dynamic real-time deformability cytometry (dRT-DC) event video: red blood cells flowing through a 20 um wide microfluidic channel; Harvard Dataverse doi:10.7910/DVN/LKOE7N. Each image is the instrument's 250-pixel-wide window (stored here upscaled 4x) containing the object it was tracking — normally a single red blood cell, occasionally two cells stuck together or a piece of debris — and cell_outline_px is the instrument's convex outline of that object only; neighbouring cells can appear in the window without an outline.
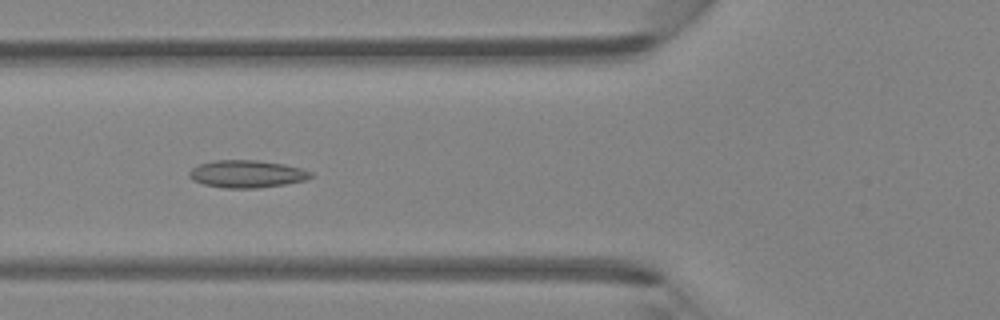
{"species": "Egyptian fruit bat (a non-hibernating species)", "species_latin": "Rousettus aegyptiacus", "temperature_condition": "room temperature", "stored_images_in_passage": 39, "camera_frame_rate_fps": 3000, "um_per_image_px": 0.085, "animal": {"sex": "female"}, "frame": {"image": 1, "passage_image": 10, "time_ms": 3.0, "image_size_px": [1000, 320], "cell_outline_px": [[312, 176], [304, 180], [284, 184], [260, 188], [224, 188], [204, 184], [192, 180], [188, 176], [188, 172], [196, 164], [212, 160], [256, 160], [284, 164], [300, 168], [312, 172]], "centroid_in_image_um": [20.92, 14.78], "position_along_channel_um": 104.9, "area_um2": 19.54}}
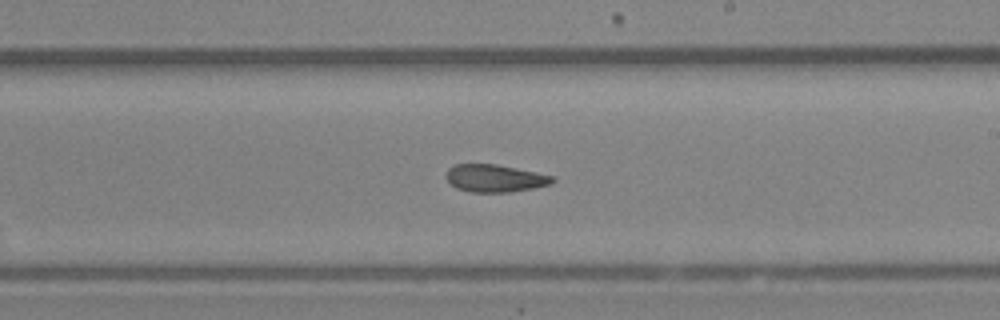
{"frame": {"image": 2, "passage_image": 20, "time_ms": 6.333, "image_size_px": [1000, 320], "cell_outline_px": [[556, 180], [552, 184], [532, 188], [508, 192], [468, 192], [456, 188], [444, 176], [448, 168], [456, 164], [496, 164], [556, 176]], "centroid_in_image_um": [42.08, 15.15], "position_along_channel_um": 246.9, "area_um2": 17.17}}
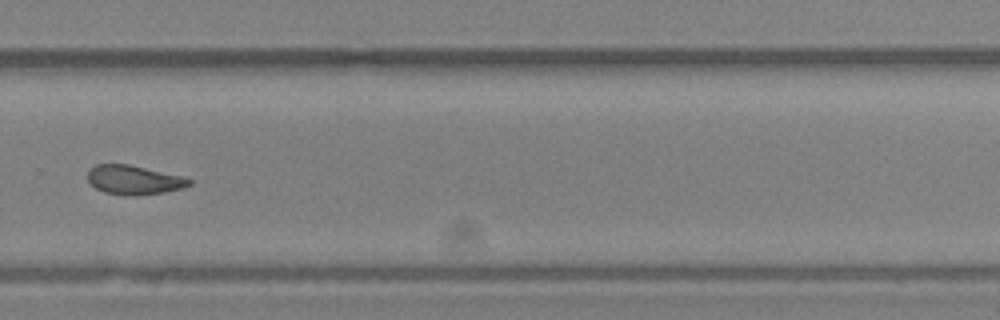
{"frame": {"image": 3, "passage_image": 25, "time_ms": 8.0, "image_size_px": [1000, 320], "cell_outline_px": [[192, 184], [184, 188], [164, 192], [136, 196], [124, 196], [104, 192], [96, 188], [88, 180], [88, 168], [96, 164], [128, 164], [180, 176], [192, 180]], "centroid_in_image_um": [11.36, 15.3], "position_along_channel_um": 318.4, "area_um2": 17.28}, "authors_computed_cell_mechanics": {"area_um2": 17.8024, "velocity_mm_per_s": 4.2761, "shape_relaxation_time_tau1_ms": null, "shape_relaxation_time_tau2_ms": 2.6702, "deformation_change_tau1": null, "deformation_change_tau2": 0.0832}}